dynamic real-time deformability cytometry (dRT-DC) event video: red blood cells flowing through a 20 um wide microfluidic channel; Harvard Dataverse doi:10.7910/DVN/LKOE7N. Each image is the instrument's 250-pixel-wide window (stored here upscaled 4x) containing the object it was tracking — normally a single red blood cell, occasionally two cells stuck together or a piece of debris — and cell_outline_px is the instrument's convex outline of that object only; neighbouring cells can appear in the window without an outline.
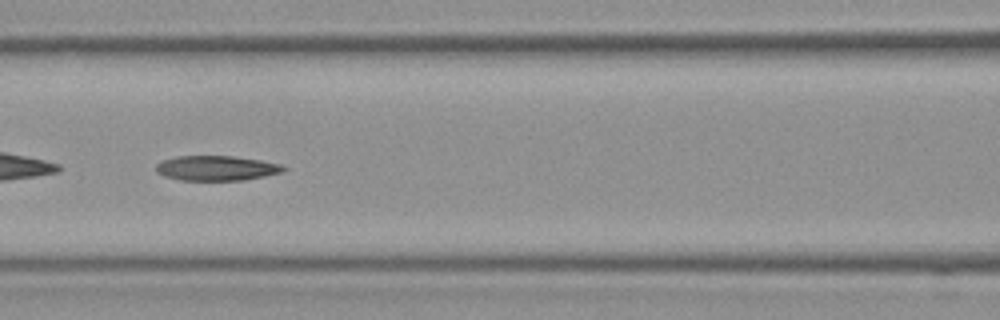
{"species": "Egyptian fruit bat (a non-hibernating species)", "species_latin": "Rousettus aegyptiacus", "temperature_condition": "room temperature", "stored_images_in_passage": 35, "camera_frame_rate_fps": 3000, "um_per_image_px": 0.085, "frame": {"image": 1, "passage_image": 16, "time_ms": 5.0, "image_size_px": [1000, 320], "cell_outline_px": [[288, 168], [284, 172], [244, 180], [180, 180], [164, 176], [156, 172], [156, 164], [160, 160], [176, 156], [232, 156], [260, 160], [280, 164]], "centroid_in_image_um": [18.38, 14.29], "position_along_channel_um": 148.2, "area_um2": 18.61}}
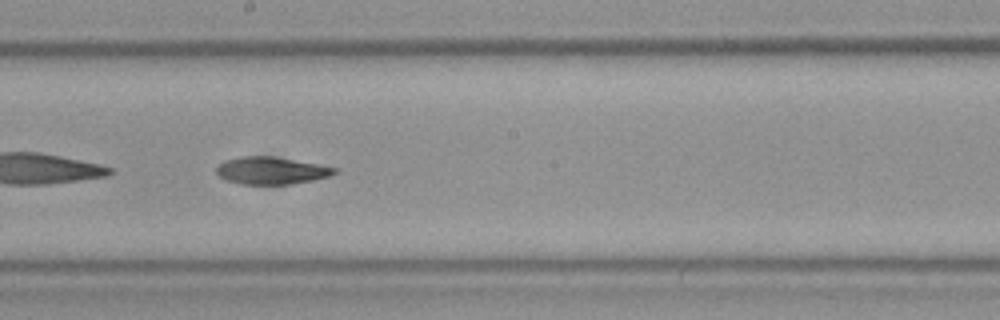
{"frame": {"image": 2, "passage_image": 20, "time_ms": 6.333, "image_size_px": [1000, 320], "cell_outline_px": [[340, 172], [328, 176], [312, 180], [288, 184], [240, 184], [224, 180], [216, 172], [216, 168], [224, 160], [240, 156], [272, 156], [316, 164], [336, 168]], "centroid_in_image_um": [23.01, 14.5], "position_along_channel_um": 225.2, "area_um2": 18.67}}
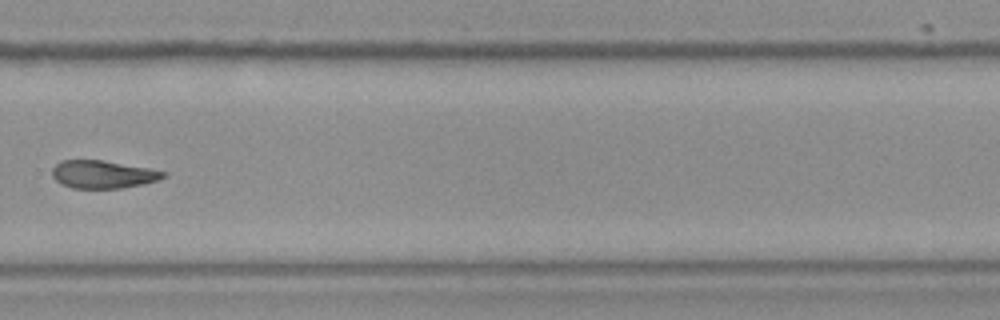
{"frame": {"image": 3, "passage_image": 25, "time_ms": 8.0, "image_size_px": [1000, 320], "cell_outline_px": [[168, 176], [144, 184], [120, 188], [72, 188], [60, 184], [52, 176], [52, 168], [60, 160], [104, 160], [148, 168], [168, 172]], "centroid_in_image_um": [8.74, 14.82], "position_along_channel_um": 321.1, "area_um2": 18.15}}